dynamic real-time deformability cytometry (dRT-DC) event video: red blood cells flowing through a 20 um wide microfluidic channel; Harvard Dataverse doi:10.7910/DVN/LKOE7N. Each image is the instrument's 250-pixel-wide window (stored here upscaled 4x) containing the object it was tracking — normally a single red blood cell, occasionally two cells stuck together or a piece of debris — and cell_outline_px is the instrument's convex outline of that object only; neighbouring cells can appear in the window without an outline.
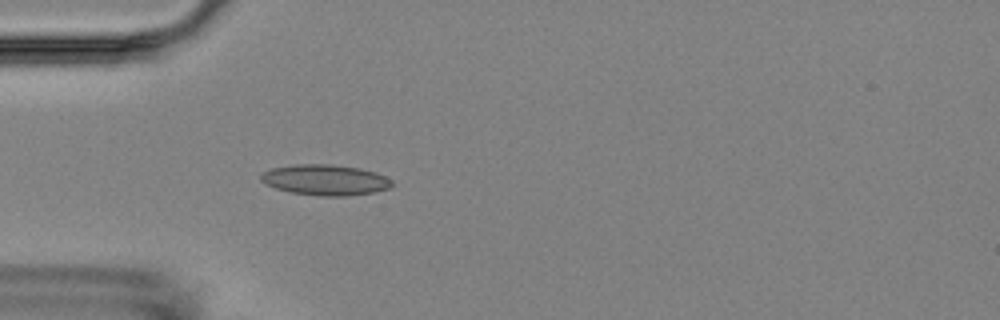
{"species": "Egyptian fruit bat (a non-hibernating species)", "species_latin": "Rousettus aegyptiacus", "temperature_condition": "room temperature", "stored_images_in_passage": 4, "camera_frame_rate_fps": 3000, "um_per_image_px": 0.085, "animal": {"sex": "female"}, "frame": {"image": 1, "passage_image": 4, "time_ms": 3.667, "image_size_px": [1000, 320], "cell_outline_px": [[392, 188], [372, 192], [348, 196], [320, 196], [292, 192], [276, 188], [264, 184], [260, 180], [260, 176], [264, 172], [272, 168], [296, 164], [332, 164], [360, 168], [376, 172], [392, 180]], "centroid_in_image_um": [27.66, 15.29], "position_along_channel_um": 57.3, "area_um2": 23.47}}